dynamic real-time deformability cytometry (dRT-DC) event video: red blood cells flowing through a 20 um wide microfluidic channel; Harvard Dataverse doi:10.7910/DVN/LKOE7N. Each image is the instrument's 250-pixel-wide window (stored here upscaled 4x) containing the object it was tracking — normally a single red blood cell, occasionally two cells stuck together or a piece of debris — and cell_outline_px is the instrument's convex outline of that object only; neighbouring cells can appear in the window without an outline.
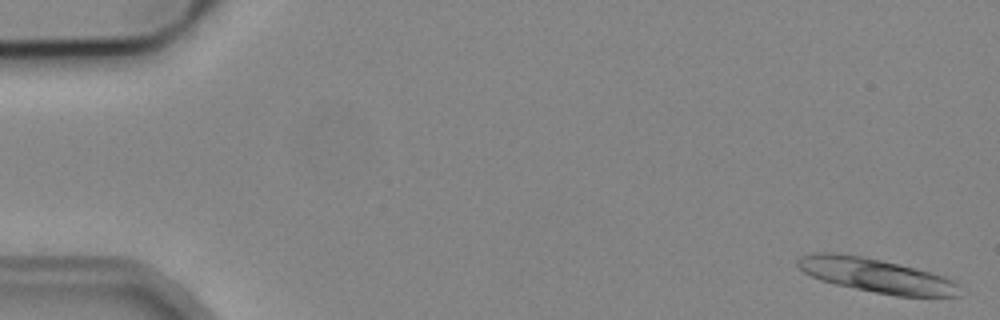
{"species": "common noctule bat (a hibernating species)", "species_latin": "Nyctalus noctula", "temperature_condition": "cold", "stored_images_in_passage": 4, "camera_frame_rate_fps": 3000, "um_per_image_px": 0.085, "animal": {"sex": "male", "body_mass_g": 19.2, "forearm_length_mm": 51.8}, "frame": {"image": 1, "passage_image": 1, "time_ms": 0.0, "image_size_px": [1000, 320], "cell_outline_px": [[960, 296], [896, 296], [836, 284], [820, 280], [804, 272], [796, 264], [796, 260], [800, 256], [816, 252], [836, 252], [864, 256], [944, 276], [960, 284]], "centroid_in_image_um": [74.45, 23.4], "position_along_channel_um": 10.6, "area_um2": 31.85}}